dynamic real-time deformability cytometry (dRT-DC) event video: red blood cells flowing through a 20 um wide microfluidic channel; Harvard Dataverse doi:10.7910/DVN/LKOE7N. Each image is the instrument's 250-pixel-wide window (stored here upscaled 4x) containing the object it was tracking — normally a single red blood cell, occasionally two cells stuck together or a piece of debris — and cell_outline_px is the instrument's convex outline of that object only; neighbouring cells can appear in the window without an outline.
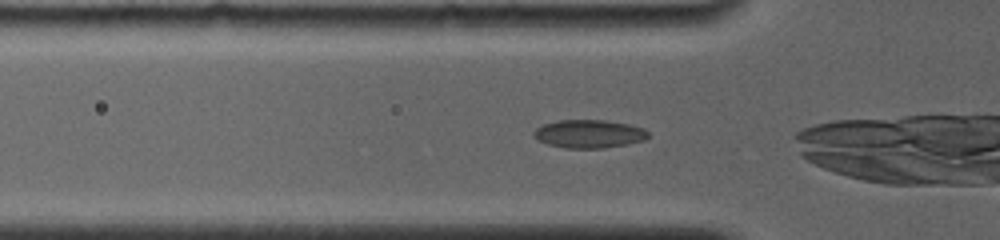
{"species": "common noctule bat (a hibernating species)", "species_latin": "Nyctalus noctula", "temperature_condition": "room temperature", "stored_images_in_passage": 14, "camera_frame_rate_fps": 4000, "um_per_image_px": 0.085, "animal": {"sex": "female", "body_mass_g": 19.0, "forearm_length_mm": 56.7}, "frame": {"image": 1, "passage_image": 3, "time_ms": 0.5, "image_size_px": [1000, 240], "cell_outline_px": [[648, 136], [644, 140], [628, 144], [604, 148], [564, 148], [548, 144], [532, 136], [532, 132], [536, 128], [544, 124], [556, 120], [604, 120], [628, 124], [644, 128], [648, 132]], "centroid_in_image_um": [50.05, 11.38], "position_along_channel_um": 75.7, "area_um2": 18.84}}
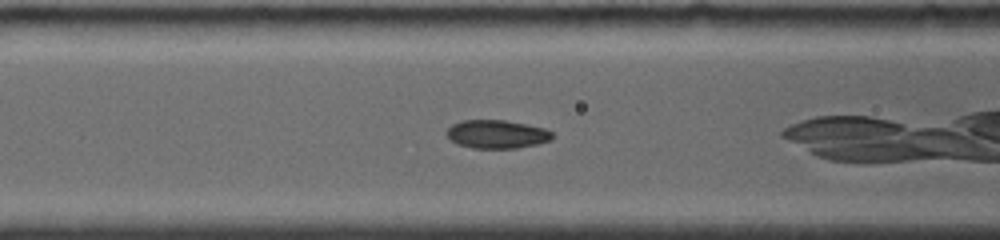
{"frame": {"image": 2, "passage_image": 6, "time_ms": 1.75, "image_size_px": [1000, 240], "cell_outline_px": [[552, 140], [536, 144], [516, 148], [472, 148], [456, 144], [444, 132], [452, 124], [460, 120], [504, 120], [544, 128], [552, 132]], "centroid_in_image_um": [42.19, 11.4], "position_along_channel_um": 124.4, "area_um2": 17.46}}
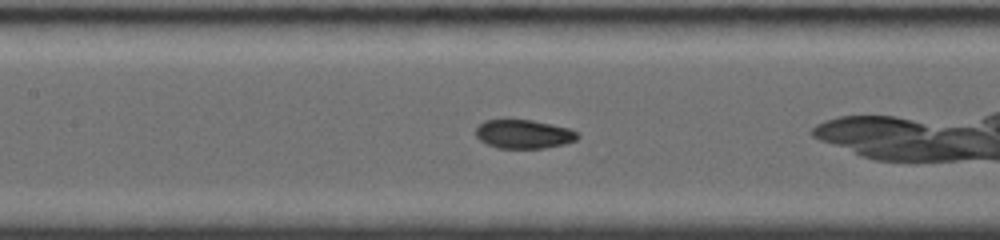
{"frame": {"image": 3, "passage_image": 10, "time_ms": 2.75, "image_size_px": [1000, 240], "cell_outline_px": [[580, 136], [576, 140], [564, 144], [544, 148], [500, 148], [488, 144], [480, 140], [476, 136], [476, 128], [484, 120], [504, 116], [532, 120], [568, 128], [576, 132]], "centroid_in_image_um": [44.46, 11.35], "position_along_channel_um": 162.9, "area_um2": 17.57}}